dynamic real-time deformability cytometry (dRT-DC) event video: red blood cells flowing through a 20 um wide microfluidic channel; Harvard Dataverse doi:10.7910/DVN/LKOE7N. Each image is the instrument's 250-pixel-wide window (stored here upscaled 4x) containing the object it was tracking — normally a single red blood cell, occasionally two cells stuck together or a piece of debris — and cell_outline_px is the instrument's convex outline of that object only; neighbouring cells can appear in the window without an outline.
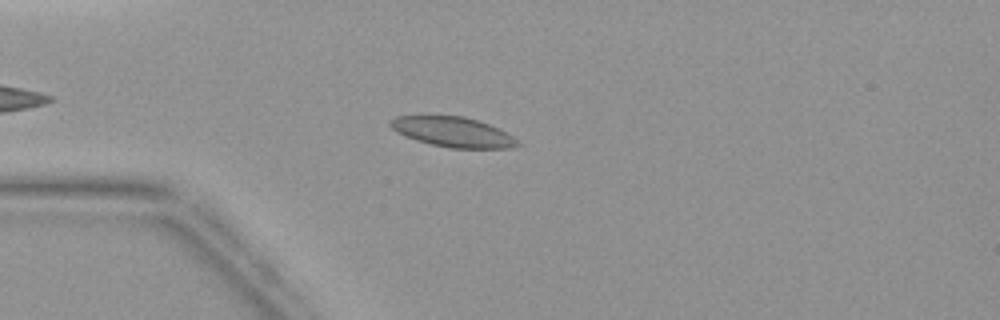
{"species": "common noctule bat (a hibernating species)", "species_latin": "Nyctalus noctula", "temperature_condition": "warm", "stored_images_in_passage": 4, "camera_frame_rate_fps": 3000, "um_per_image_px": 0.085, "animal": {"sex": "female", "body_mass_g": 19.9}, "frame": {"image": 1, "passage_image": 4, "time_ms": 3.667, "image_size_px": [1000, 320], "cell_outline_px": [[520, 144], [512, 148], [448, 148], [416, 140], [404, 136], [396, 132], [388, 124], [388, 120], [396, 116], [464, 116], [488, 124], [512, 136]], "centroid_in_image_um": [38.43, 11.22], "position_along_channel_um": 46.6, "area_um2": 22.02}}